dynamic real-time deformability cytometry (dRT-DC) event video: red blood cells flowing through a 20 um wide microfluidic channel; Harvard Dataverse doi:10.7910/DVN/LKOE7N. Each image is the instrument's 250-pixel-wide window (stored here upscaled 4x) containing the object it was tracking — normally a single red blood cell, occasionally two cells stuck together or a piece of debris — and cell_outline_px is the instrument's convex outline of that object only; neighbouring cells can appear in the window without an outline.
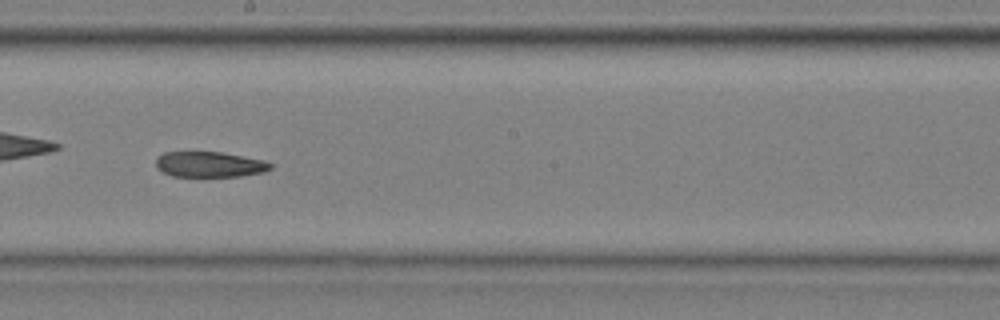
{"species": "common noctule bat (a hibernating species)", "species_latin": "Nyctalus noctula", "temperature_condition": "cold", "stored_images_in_passage": 53, "camera_frame_rate_fps": 3000, "um_per_image_px": 0.085, "animal": {"sex": "male", "body_mass_g": 20.4}, "frame": {"image": 1, "passage_image": 31, "time_ms": 10.0, "image_size_px": [1000, 320], "cell_outline_px": [[272, 168], [264, 172], [240, 176], [172, 176], [156, 168], [156, 160], [164, 152], [220, 152], [264, 160], [272, 164]], "centroid_in_image_um": [17.82, 13.97], "position_along_channel_um": 230.4, "area_um2": 16.88}}
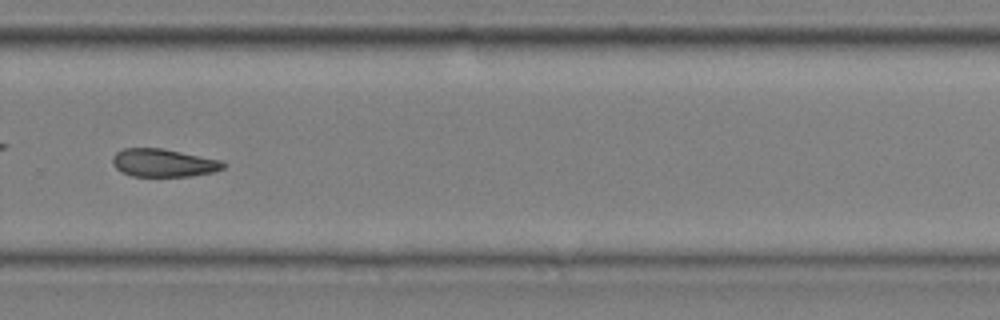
{"frame": {"image": 2, "passage_image": 38, "time_ms": 12.333, "image_size_px": [1000, 320], "cell_outline_px": [[228, 164], [224, 168], [212, 172], [192, 176], [132, 176], [120, 172], [112, 164], [112, 156], [116, 152], [124, 148], [160, 148], [220, 160]], "centroid_in_image_um": [13.86, 13.85], "position_along_channel_um": 315.9, "area_um2": 18.03}}